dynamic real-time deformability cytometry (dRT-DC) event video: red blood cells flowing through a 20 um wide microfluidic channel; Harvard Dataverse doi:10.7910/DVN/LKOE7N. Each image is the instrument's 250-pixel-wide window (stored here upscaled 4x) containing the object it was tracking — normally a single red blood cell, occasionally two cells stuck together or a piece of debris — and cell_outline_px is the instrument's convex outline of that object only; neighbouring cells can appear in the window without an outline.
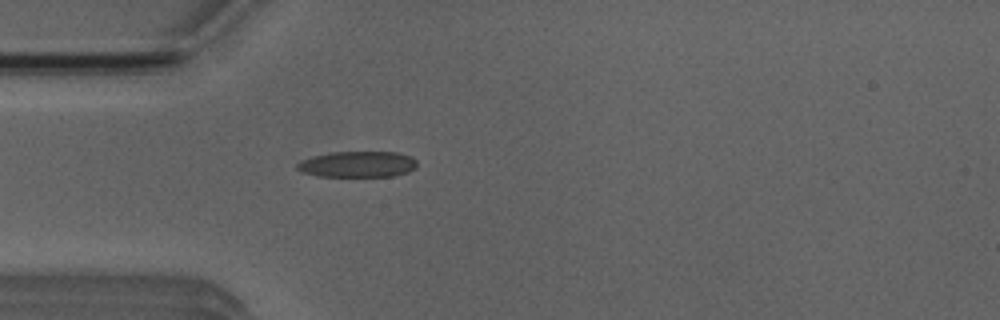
{"species": "Egyptian fruit bat (a non-hibernating species)", "species_latin": "Rousettus aegyptiacus", "temperature_condition": "room temperature", "stored_images_in_passage": 2, "camera_frame_rate_fps": 3000, "um_per_image_px": 0.085, "animal": {"sex": "male"}, "frame": {"image": 1, "passage_image": 2, "time_ms": 1.0, "image_size_px": [1000, 320], "cell_outline_px": [[416, 168], [408, 172], [392, 176], [320, 176], [304, 172], [296, 168], [296, 164], [300, 160], [312, 156], [332, 152], [396, 152], [412, 156], [416, 160]], "centroid_in_image_um": [30.41, 13.95], "position_along_channel_um": 54.6, "area_um2": 18.15}}